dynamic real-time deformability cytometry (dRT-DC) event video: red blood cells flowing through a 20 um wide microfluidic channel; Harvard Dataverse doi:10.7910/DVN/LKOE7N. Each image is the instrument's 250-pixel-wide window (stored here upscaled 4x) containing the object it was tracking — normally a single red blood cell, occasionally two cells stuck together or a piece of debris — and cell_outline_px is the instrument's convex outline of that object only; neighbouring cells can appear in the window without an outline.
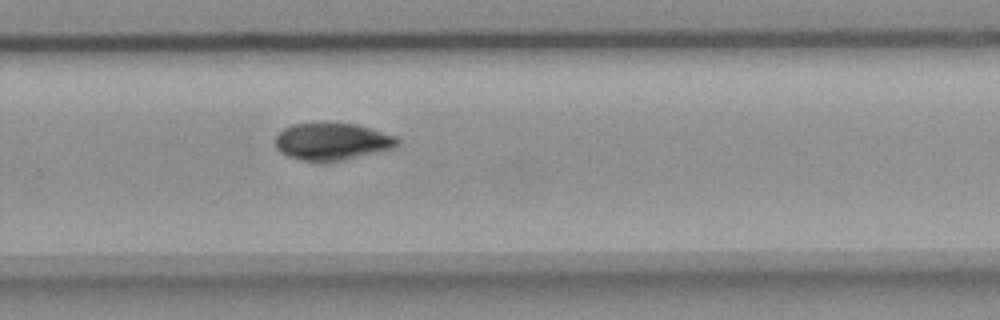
{"species": "common noctule bat (a hibernating species)", "species_latin": "Nyctalus noctula", "temperature_condition": "room temperature", "stored_images_in_passage": 9, "camera_frame_rate_fps": 3000, "um_per_image_px": 0.085, "animal": {"sex": "female", "body_mass_g": 18.4}, "frame": {"image": 1, "passage_image": 9, "time_ms": 9.667, "image_size_px": [1000, 320], "cell_outline_px": [[400, 144], [396, 148], [340, 160], [304, 160], [288, 156], [280, 152], [276, 148], [276, 136], [284, 128], [292, 124], [324, 120], [328, 120], [356, 124], [396, 136], [400, 140]], "centroid_in_image_um": [28.24, 11.96], "position_along_channel_um": 301.6, "area_um2": 26.82}}